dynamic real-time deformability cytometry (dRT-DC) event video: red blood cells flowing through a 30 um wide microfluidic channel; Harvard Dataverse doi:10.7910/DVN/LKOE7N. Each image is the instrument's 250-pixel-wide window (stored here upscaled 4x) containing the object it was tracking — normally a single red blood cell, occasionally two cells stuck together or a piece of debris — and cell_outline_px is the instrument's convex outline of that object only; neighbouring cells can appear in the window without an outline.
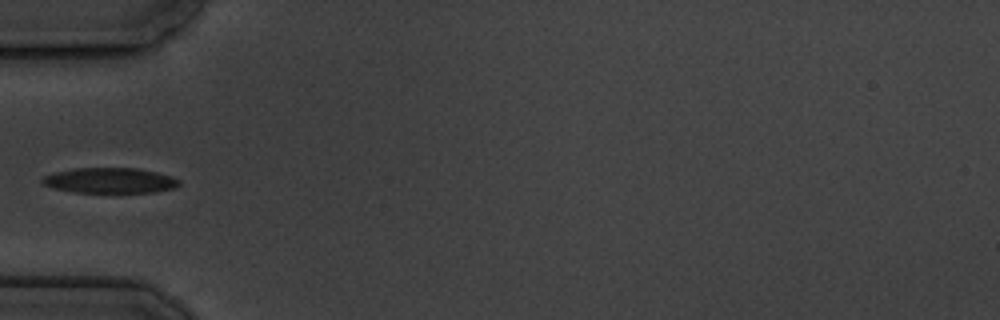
{"species": "common noctule bat (a hibernating species)", "species_latin": "Nyctalus noctula", "temperature_condition": "cold", "stored_images_in_passage": 4, "camera_frame_rate_fps": 3000, "um_per_image_px": 0.085, "animal": {"sex": "male", "body_mass_g": 19.5, "forearm_length_mm": 54.6}, "frame": {"image": 1, "passage_image": 4, "time_ms": 4.0, "image_size_px": [1000, 320], "cell_outline_px": [[180, 184], [176, 188], [156, 192], [72, 192], [52, 188], [40, 184], [40, 180], [44, 176], [56, 172], [72, 168], [136, 168], [156, 172], [172, 176], [180, 180]], "centroid_in_image_um": [9.33, 15.34], "position_along_channel_um": 75.7, "area_um2": 20.4}}